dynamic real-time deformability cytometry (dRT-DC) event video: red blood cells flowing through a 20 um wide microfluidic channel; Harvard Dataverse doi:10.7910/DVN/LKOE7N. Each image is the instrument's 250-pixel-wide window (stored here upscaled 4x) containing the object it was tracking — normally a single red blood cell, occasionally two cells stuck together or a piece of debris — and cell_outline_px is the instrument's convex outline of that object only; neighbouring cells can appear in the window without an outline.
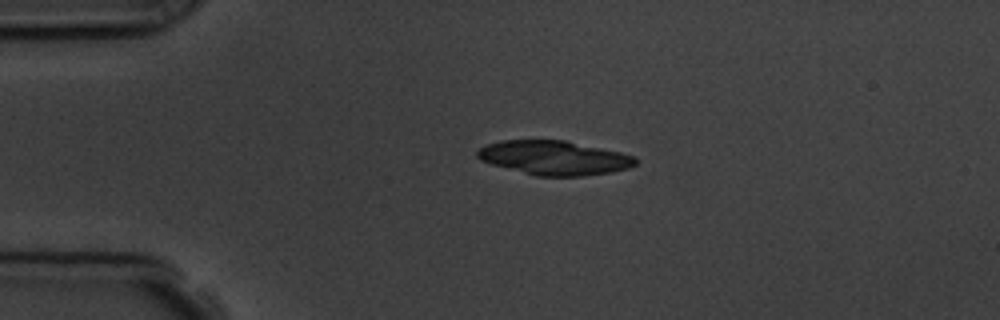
{"species": "common noctule bat (a hibernating species)", "species_latin": "Nyctalus noctula", "temperature_condition": "room temperature", "stored_images_in_passage": 3, "camera_frame_rate_fps": 3000, "um_per_image_px": 0.085, "animal": {"sex": "male", "body_mass_g": 19.5, "forearm_length_mm": 54.6}, "frame": {"image": 1, "passage_image": 1, "time_ms": 0.0, "image_size_px": [1000, 320], "cell_outline_px": [[636, 164], [628, 168], [612, 172], [584, 176], [536, 176], [492, 164], [480, 160], [476, 156], [476, 152], [480, 148], [488, 144], [500, 140], [564, 140], [620, 152], [636, 156]], "centroid_in_image_um": [47.11, 13.41], "position_along_channel_um": 37.9, "area_um2": 31.44}}